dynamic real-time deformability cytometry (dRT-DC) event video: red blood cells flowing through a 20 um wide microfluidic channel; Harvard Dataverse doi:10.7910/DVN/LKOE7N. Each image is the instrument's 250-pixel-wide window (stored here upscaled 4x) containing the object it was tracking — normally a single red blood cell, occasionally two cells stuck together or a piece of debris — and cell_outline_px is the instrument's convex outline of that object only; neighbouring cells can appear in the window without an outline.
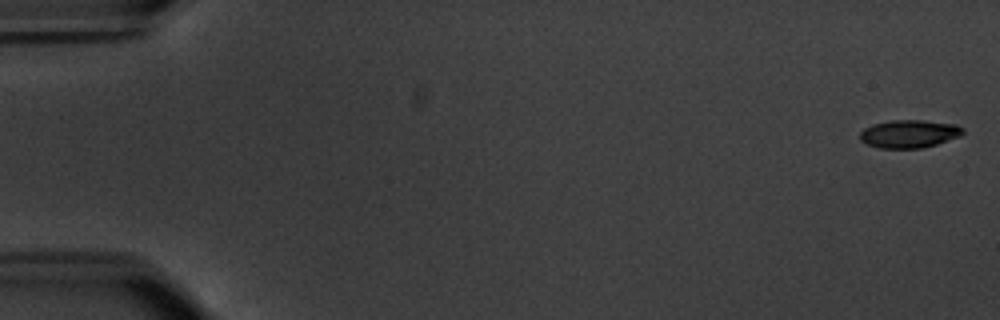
{"species": "common noctule bat (a hibernating species)", "species_latin": "Nyctalus noctula", "temperature_condition": "warm", "stored_images_in_passage": 3, "camera_frame_rate_fps": 3000, "um_per_image_px": 0.085, "animal": {"sex": "male", "body_mass_g": 20.1, "forearm_length_mm": 53.5}, "frame": {"image": 1, "passage_image": 3, "time_ms": 0.667, "image_size_px": [1000, 320], "cell_outline_px": [[964, 132], [960, 136], [936, 144], [920, 148], [880, 148], [868, 144], [860, 140], [860, 132], [864, 128], [872, 124], [892, 120], [924, 120], [956, 124], [964, 128]], "centroid_in_image_um": [77.29, 11.36], "position_along_channel_um": 7.7, "area_um2": 16.76}}